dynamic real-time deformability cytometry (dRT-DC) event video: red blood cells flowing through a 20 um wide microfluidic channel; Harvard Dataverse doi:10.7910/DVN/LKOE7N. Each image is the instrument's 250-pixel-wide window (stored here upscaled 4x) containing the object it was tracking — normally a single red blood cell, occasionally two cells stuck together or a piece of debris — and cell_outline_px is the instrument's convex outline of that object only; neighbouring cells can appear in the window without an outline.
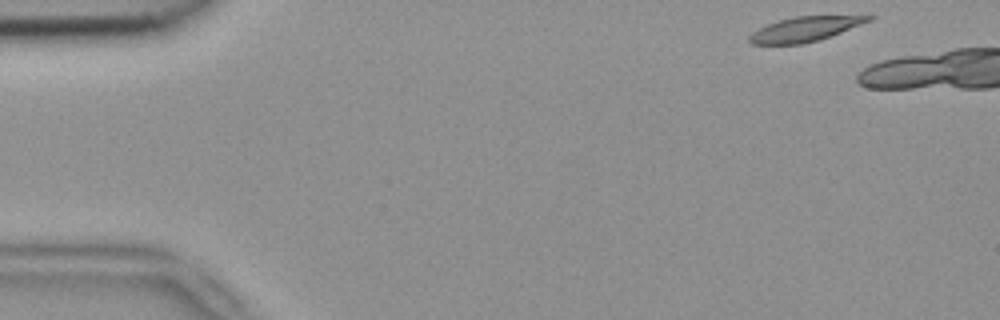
{"species": "common noctule bat (a hibernating species)", "species_latin": "Nyctalus noctula", "temperature_condition": "room temperature", "stored_images_in_passage": 4, "camera_frame_rate_fps": 3000, "um_per_image_px": 0.085, "animal": {"sex": "female", "body_mass_g": 18.4}, "frame": {"image": 1, "passage_image": 1, "time_ms": 0.0, "image_size_px": [1000, 320], "cell_outline_px": [[876, 16], [872, 20], [840, 32], [816, 40], [800, 44], [752, 44], [748, 40], [748, 36], [752, 32], [776, 20], [792, 16]], "centroid_in_image_um": [68.36, 2.46], "position_along_channel_um": 16.6, "area_um2": 16.82}}